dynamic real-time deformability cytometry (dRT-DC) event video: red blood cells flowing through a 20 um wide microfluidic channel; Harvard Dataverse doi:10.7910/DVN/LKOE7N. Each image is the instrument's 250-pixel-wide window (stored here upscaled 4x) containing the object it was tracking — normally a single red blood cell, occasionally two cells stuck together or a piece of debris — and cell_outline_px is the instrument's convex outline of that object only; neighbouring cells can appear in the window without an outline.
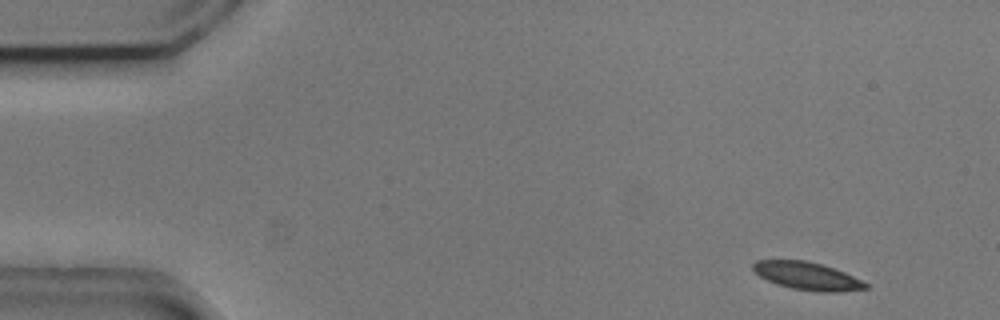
{"species": "common noctule bat (a hibernating species)", "species_latin": "Nyctalus noctula", "temperature_condition": "cold", "stored_images_in_passage": 5, "camera_frame_rate_fps": 3000, "um_per_image_px": 0.085, "animal": {"sex": "male", "body_mass_g": 20.5, "forearm_length_mm": 52.5}, "frame": {"image": 1, "passage_image": 2, "time_ms": 0.333, "image_size_px": [1000, 320], "cell_outline_px": [[868, 288], [840, 292], [816, 292], [792, 288], [776, 284], [760, 276], [752, 268], [752, 264], [756, 260], [804, 260], [820, 264], [844, 272], [868, 284]], "centroid_in_image_um": [68.59, 23.46], "position_along_channel_um": 16.4, "area_um2": 18.03}}